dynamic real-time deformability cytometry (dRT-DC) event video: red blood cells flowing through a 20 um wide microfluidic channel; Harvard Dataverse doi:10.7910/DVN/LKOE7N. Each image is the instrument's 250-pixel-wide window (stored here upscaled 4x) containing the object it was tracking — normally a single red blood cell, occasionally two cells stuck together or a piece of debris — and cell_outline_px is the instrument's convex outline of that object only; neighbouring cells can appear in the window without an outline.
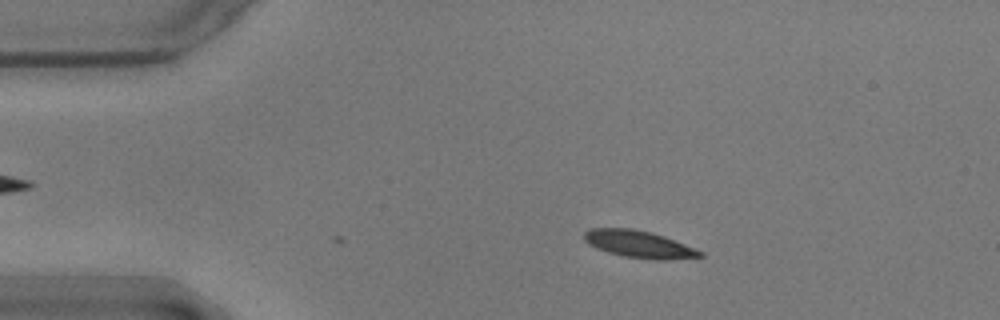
{"species": "common noctule bat (a hibernating species)", "species_latin": "Nyctalus noctula", "temperature_condition": "warm", "stored_images_in_passage": 38, "camera_frame_rate_fps": 3000, "um_per_image_px": 0.085, "animal": {"sex": "male", "body_mass_g": 17.9}, "frame": {"image": 1, "passage_image": 2, "time_ms": 0.333, "image_size_px": [1000, 320], "cell_outline_px": [[704, 256], [664, 260], [656, 260], [624, 256], [608, 252], [596, 248], [588, 244], [584, 240], [584, 232], [588, 228], [632, 228], [652, 232], [664, 236], [704, 252]], "centroid_in_image_um": [54.28, 20.75], "position_along_channel_um": 30.7, "area_um2": 18.32}}
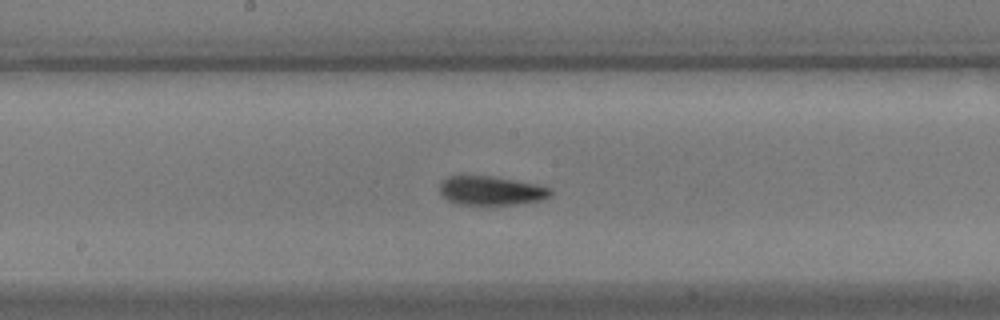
{"frame": {"image": 2, "passage_image": 21, "time_ms": 6.667, "image_size_px": [1000, 320], "cell_outline_px": [[552, 192], [544, 200], [516, 204], [484, 208], [460, 204], [448, 200], [440, 192], [440, 184], [448, 176], [492, 176], [516, 180], [536, 184], [552, 188]], "centroid_in_image_um": [41.76, 16.25], "position_along_channel_um": 206.4, "area_um2": 19.36}}
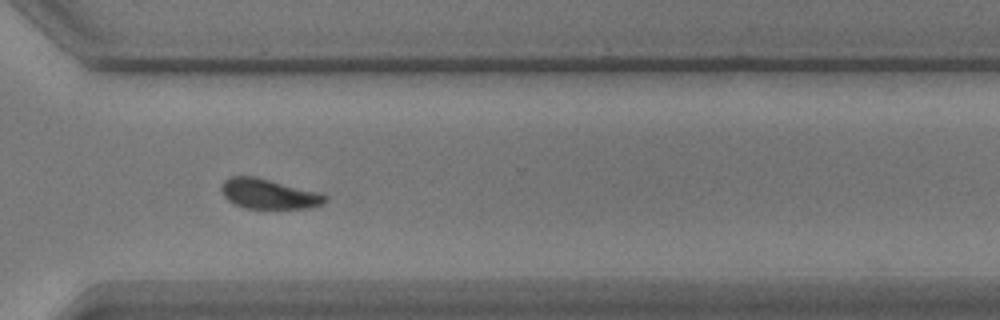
{"frame": {"image": 3, "passage_image": 33, "time_ms": 10.667, "image_size_px": [1000, 320], "cell_outline_px": [[328, 200], [312, 208], [244, 208], [228, 200], [224, 196], [220, 188], [224, 180], [228, 176], [256, 176], [320, 192], [328, 196]], "centroid_in_image_um": [22.85, 16.46], "position_along_channel_um": 347.7, "area_um2": 18.26}, "authors_computed_cell_mechanics": {"area_um2": 18.9295, "velocity_mm_per_s": 3.5329, "shape_relaxation_time_tau1_ms": 3.5229, "shape_relaxation_time_tau2_ms": 3.6813, "deformation_change_tau1": 0.1398, "deformation_change_tau2": 0.064}}